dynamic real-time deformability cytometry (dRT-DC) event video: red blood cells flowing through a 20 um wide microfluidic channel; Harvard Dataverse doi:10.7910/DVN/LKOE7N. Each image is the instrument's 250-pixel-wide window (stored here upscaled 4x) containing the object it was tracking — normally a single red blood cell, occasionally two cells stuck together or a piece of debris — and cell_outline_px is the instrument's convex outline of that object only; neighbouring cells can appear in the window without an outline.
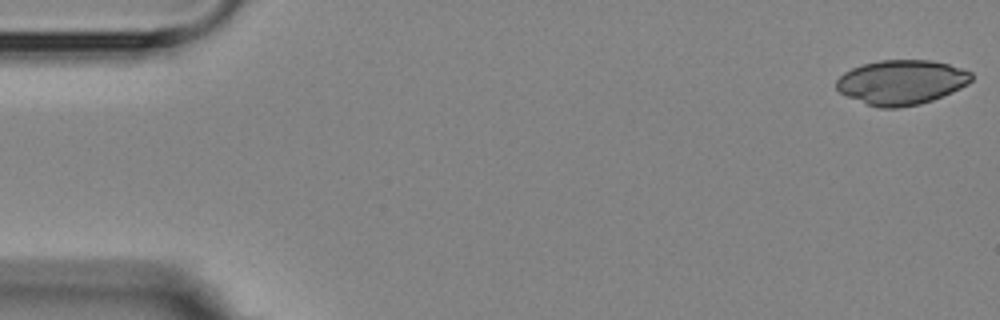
{"species": "Egyptian fruit bat (a non-hibernating species)", "species_latin": "Rousettus aegyptiacus", "temperature_condition": "room temperature", "stored_images_in_passage": 5, "camera_frame_rate_fps": 3000, "um_per_image_px": 0.085, "animal": {"sex": "female"}, "frame": {"image": 1, "passage_image": 1, "time_ms": 0.0, "image_size_px": [1000, 320], "cell_outline_px": [[972, 80], [968, 84], [952, 92], [932, 100], [920, 104], [900, 108], [880, 108], [868, 104], [848, 96], [840, 92], [836, 88], [836, 80], [844, 72], [852, 68], [864, 64], [880, 60], [932, 60], [948, 64], [972, 72]], "centroid_in_image_um": [76.64, 6.99], "position_along_channel_um": 8.4, "area_um2": 35.03}}